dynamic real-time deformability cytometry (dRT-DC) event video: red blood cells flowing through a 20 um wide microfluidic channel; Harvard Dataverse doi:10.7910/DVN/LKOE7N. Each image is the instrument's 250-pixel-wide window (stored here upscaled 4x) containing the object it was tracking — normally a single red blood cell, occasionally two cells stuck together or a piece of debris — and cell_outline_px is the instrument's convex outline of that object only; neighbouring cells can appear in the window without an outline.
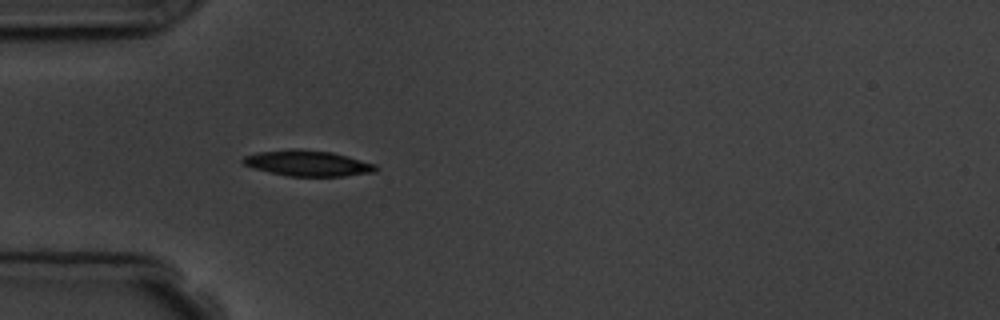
{"species": "common noctule bat (a hibernating species)", "species_latin": "Nyctalus noctula", "temperature_condition": "room temperature", "stored_images_in_passage": 3, "camera_frame_rate_fps": 3000, "um_per_image_px": 0.085, "animal": {"sex": "male", "body_mass_g": 19.5, "forearm_length_mm": 54.6}, "frame": {"image": 1, "passage_image": 3, "time_ms": 2.333, "image_size_px": [1000, 320], "cell_outline_px": [[376, 172], [344, 176], [288, 176], [252, 168], [244, 164], [240, 160], [244, 156], [256, 152], [292, 148], [332, 152], [376, 164]], "centroid_in_image_um": [26.12, 13.87], "position_along_channel_um": 58.9, "area_um2": 19.94}}